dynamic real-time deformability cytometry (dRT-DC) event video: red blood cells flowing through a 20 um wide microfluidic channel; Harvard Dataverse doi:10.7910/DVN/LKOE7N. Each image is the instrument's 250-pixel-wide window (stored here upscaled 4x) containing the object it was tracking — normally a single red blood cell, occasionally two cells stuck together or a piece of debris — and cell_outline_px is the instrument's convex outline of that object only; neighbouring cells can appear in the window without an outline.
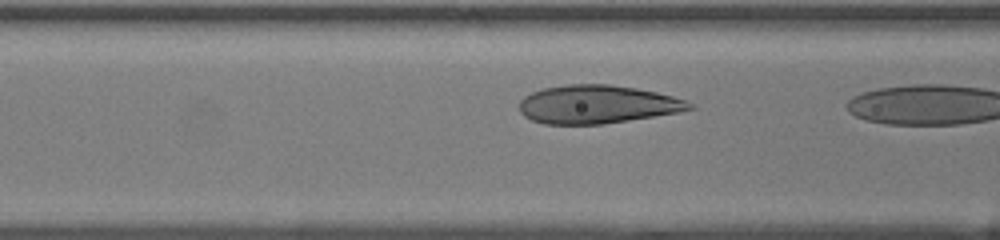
{"species": "human", "species_latin": "Homo sapiens", "temperature_condition": "room temperature", "stored_images_in_passage": 10, "camera_frame_rate_fps": 3000, "um_per_image_px": 0.085, "donor": {"sex": "female"}, "frame": {"image": 1, "passage_image": 9, "time_ms": 2.667, "image_size_px": [1000, 240], "cell_outline_px": [[696, 108], [680, 112], [604, 124], [544, 124], [532, 120], [524, 116], [520, 112], [520, 100], [524, 96], [532, 92], [544, 88], [568, 84], [608, 84], [636, 88], [656, 92], [672, 96], [684, 100], [692, 104]], "centroid_in_image_um": [50.76, 8.87], "position_along_channel_um": 115.8, "area_um2": 37.97}}